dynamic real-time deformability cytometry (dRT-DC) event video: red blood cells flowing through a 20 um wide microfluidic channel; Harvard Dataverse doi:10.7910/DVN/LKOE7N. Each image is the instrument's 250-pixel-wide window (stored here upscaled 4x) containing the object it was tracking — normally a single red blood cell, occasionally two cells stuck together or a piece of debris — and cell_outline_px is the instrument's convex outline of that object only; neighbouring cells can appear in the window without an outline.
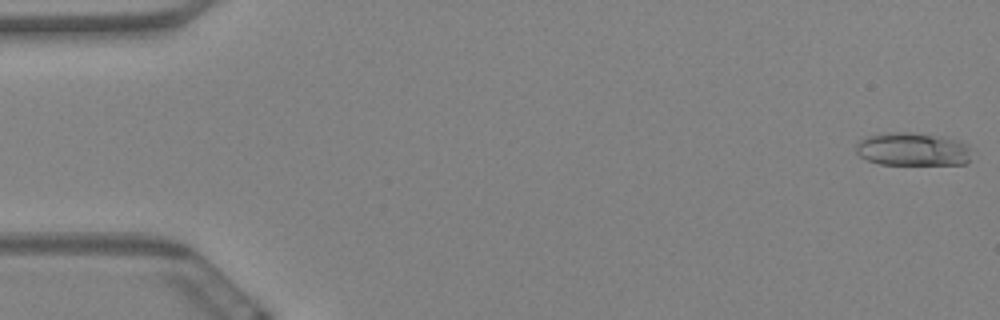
{"species": "Egyptian fruit bat (a non-hibernating species)", "species_latin": "Rousettus aegyptiacus", "temperature_condition": "warm", "stored_images_in_passage": 57, "camera_frame_rate_fps": 3000, "um_per_image_px": 0.085, "animal": {"sex": "female"}, "frame": {"image": 1, "passage_image": 1, "time_ms": 0.0, "image_size_px": [1000, 320], "cell_outline_px": [[972, 148], [968, 160], [964, 164], [880, 164], [868, 160], [860, 156], [856, 152], [856, 144], [860, 140], [868, 136], [884, 132], [912, 132], [948, 136], [960, 140], [968, 144]], "centroid_in_image_um": [77.62, 12.66], "position_along_channel_um": 7.4, "area_um2": 22.77}}
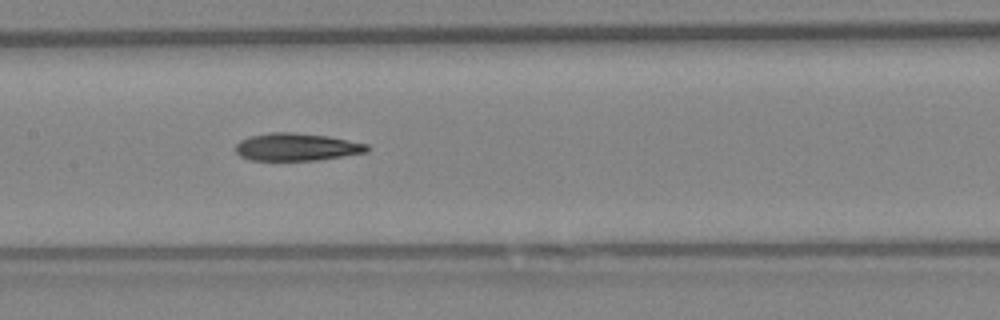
{"frame": {"image": 2, "passage_image": 29, "time_ms": 9.333, "image_size_px": [1000, 320], "cell_outline_px": [[368, 152], [320, 160], [248, 160], [240, 156], [236, 152], [236, 144], [240, 140], [248, 136], [268, 132], [292, 132], [328, 136], [368, 144]], "centroid_in_image_um": [25.19, 12.49], "position_along_channel_um": 182.2, "area_um2": 21.27}}
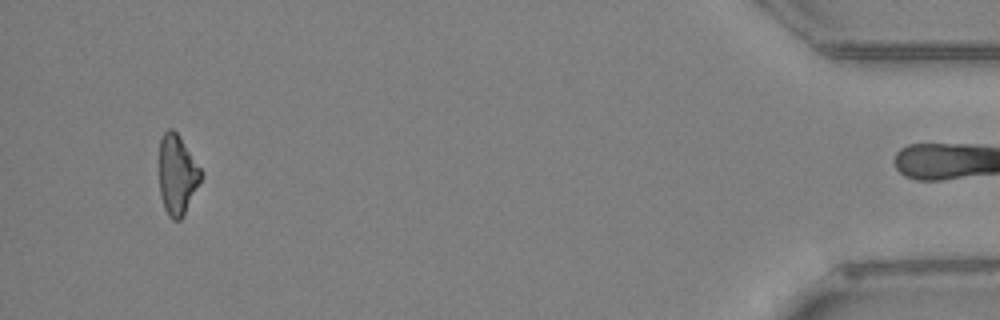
{"frame": {"image": 3, "passage_image": 56, "time_ms": 18.333, "image_size_px": [1000, 320], "cell_outline_px": [[204, 176], [184, 216], [180, 220], [172, 220], [168, 216], [164, 208], [160, 196], [160, 136], [168, 128], [172, 128], [176, 132], [200, 168]], "centroid_in_image_um": [15.07, 14.9], "position_along_channel_um": 420.1, "area_um2": 19.54}, "authors_computed_cell_mechanics": {"area_um2": 21.2704, "velocity_mm_per_s": 3.5055, "shape_relaxation_time_tau1_ms": null, "shape_relaxation_time_tau2_ms": 10.1613, "deformation_change_tau1": null, "deformation_change_tau2": 0.2616}}